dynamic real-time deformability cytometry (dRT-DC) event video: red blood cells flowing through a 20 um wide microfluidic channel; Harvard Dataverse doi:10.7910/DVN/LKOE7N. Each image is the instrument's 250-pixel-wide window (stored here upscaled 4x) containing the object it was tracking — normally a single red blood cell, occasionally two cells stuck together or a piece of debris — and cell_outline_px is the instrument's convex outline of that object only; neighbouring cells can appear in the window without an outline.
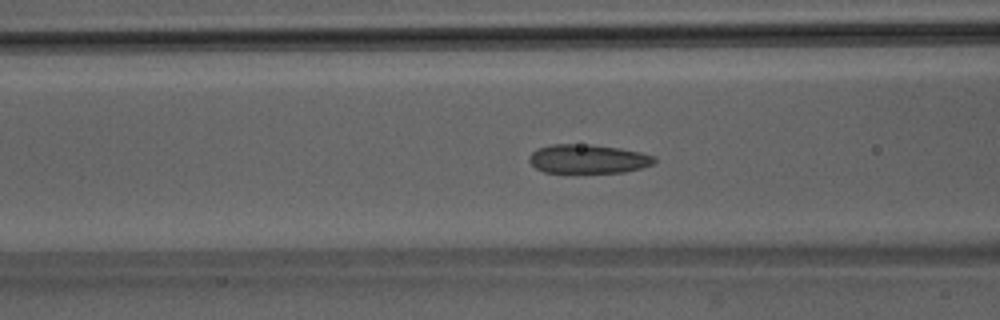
{"species": "Egyptian fruit bat (a non-hibernating species)", "species_latin": "Rousettus aegyptiacus", "temperature_condition": "room temperature", "stored_images_in_passage": 38, "camera_frame_rate_fps": 3000, "um_per_image_px": 0.085, "animal": {"sex": "male"}, "frame": {"image": 1, "passage_image": 8, "time_ms": 2.333, "image_size_px": [1000, 320], "cell_outline_px": [[656, 160], [652, 164], [640, 168], [624, 172], [544, 172], [536, 168], [528, 160], [528, 156], [536, 148], [552, 144], [592, 144], [620, 148], [640, 152], [656, 156]], "centroid_in_image_um": [49.96, 13.49], "position_along_channel_um": 116.6, "area_um2": 21.15}}
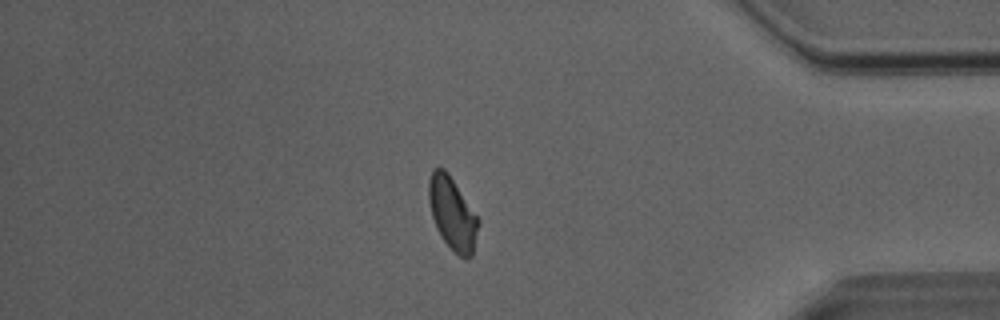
{"frame": {"image": 2, "passage_image": 31, "time_ms": 10.0, "image_size_px": [1000, 320], "cell_outline_px": [[480, 224], [472, 256], [464, 260], [444, 240], [436, 228], [432, 216], [428, 200], [428, 180], [432, 168], [444, 168], [448, 172], [480, 220]], "centroid_in_image_um": [38.45, 18.13], "position_along_channel_um": 396.7, "area_um2": 21.04}}
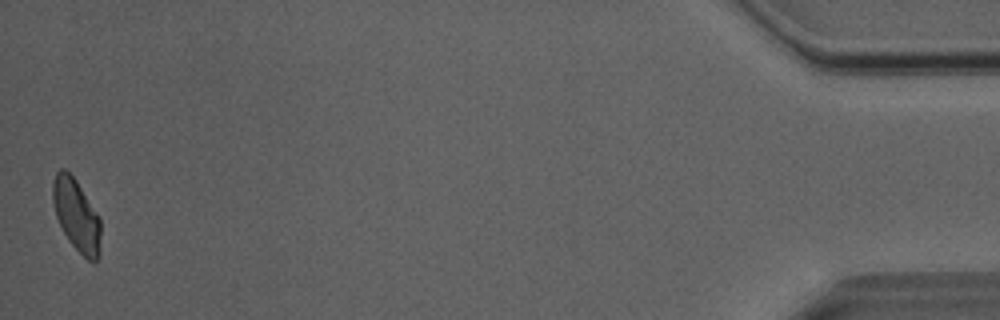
{"frame": {"image": 3, "passage_image": 38, "time_ms": 12.333, "image_size_px": [1000, 320], "cell_outline_px": [[100, 256], [92, 264], [68, 240], [56, 216], [52, 200], [52, 184], [56, 172], [60, 168], [64, 168], [76, 180], [100, 216]], "centroid_in_image_um": [6.51, 18.29], "position_along_channel_um": 428.7, "area_um2": 20.17}, "authors_computed_cell_mechanics": {"area_um2": 21.0103, "velocity_mm_per_s": 4.0591, "shape_relaxation_time_tau1_ms": 10.5919, "shape_relaxation_time_tau2_ms": 1.5394, "deformation_change_tau1": 0.18, "deformation_change_tau2": 0.0863}}